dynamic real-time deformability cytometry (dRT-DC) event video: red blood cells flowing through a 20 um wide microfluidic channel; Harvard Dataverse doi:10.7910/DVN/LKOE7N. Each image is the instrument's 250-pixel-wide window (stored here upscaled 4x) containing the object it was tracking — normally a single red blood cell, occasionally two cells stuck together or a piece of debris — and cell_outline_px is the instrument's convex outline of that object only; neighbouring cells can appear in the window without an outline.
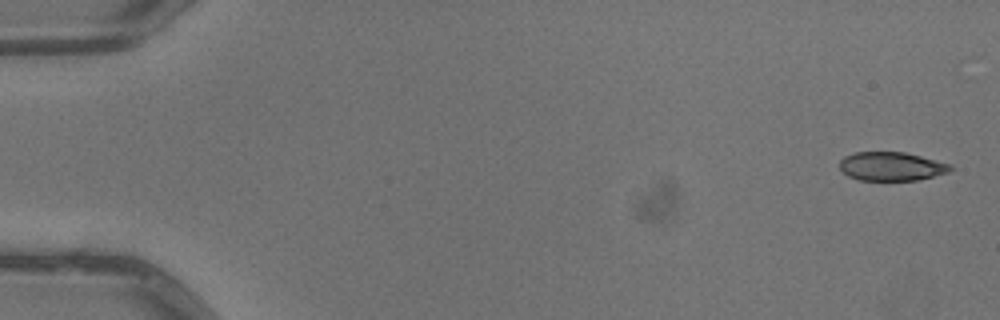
{"species": "common noctule bat (a hibernating species)", "species_latin": "Nyctalus noctula", "temperature_condition": "warm", "stored_images_in_passage": 5, "camera_frame_rate_fps": 3000, "um_per_image_px": 0.085, "animal": {"sex": "male", "body_mass_g": 13.3}, "frame": {"image": 1, "passage_image": 1, "time_ms": 0.0, "image_size_px": [1000, 320], "cell_outline_px": [[952, 168], [948, 172], [916, 180], [856, 180], [848, 176], [840, 168], [840, 160], [844, 156], [856, 152], [904, 152], [952, 164]], "centroid_in_image_um": [75.75, 14.14], "position_along_channel_um": 9.3, "area_um2": 18.44}}
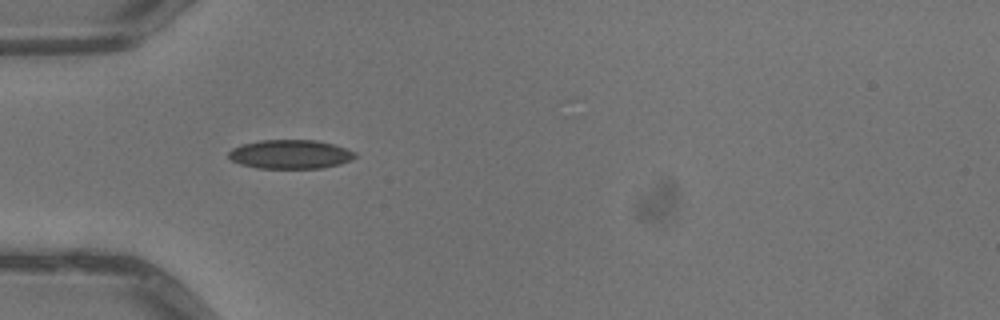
{"frame": {"image": 2, "passage_image": 4, "time_ms": 1.0, "image_size_px": [1000, 320], "cell_outline_px": [[356, 156], [352, 160], [340, 164], [324, 168], [256, 168], [240, 164], [232, 160], [228, 156], [228, 152], [232, 148], [244, 144], [260, 140], [316, 140], [332, 144], [356, 152]], "centroid_in_image_um": [24.68, 13.12], "position_along_channel_um": 60.3, "area_um2": 21.33}}
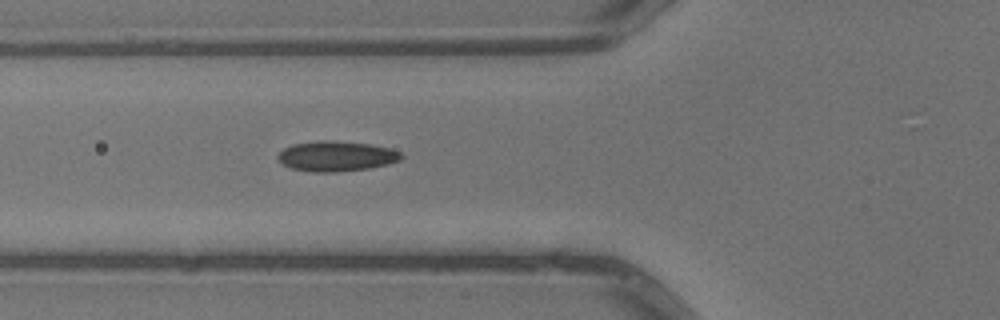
{"frame": {"image": 3, "passage_image": 5, "time_ms": 1.333, "image_size_px": [1000, 320], "cell_outline_px": [[404, 156], [400, 160], [388, 164], [368, 168], [336, 172], [312, 172], [292, 168], [284, 164], [276, 156], [284, 148], [292, 144], [320, 140], [332, 140], [368, 144], [388, 148], [400, 152]], "centroid_in_image_um": [28.58, 13.27], "position_along_channel_um": 97.2, "area_um2": 21.56}}